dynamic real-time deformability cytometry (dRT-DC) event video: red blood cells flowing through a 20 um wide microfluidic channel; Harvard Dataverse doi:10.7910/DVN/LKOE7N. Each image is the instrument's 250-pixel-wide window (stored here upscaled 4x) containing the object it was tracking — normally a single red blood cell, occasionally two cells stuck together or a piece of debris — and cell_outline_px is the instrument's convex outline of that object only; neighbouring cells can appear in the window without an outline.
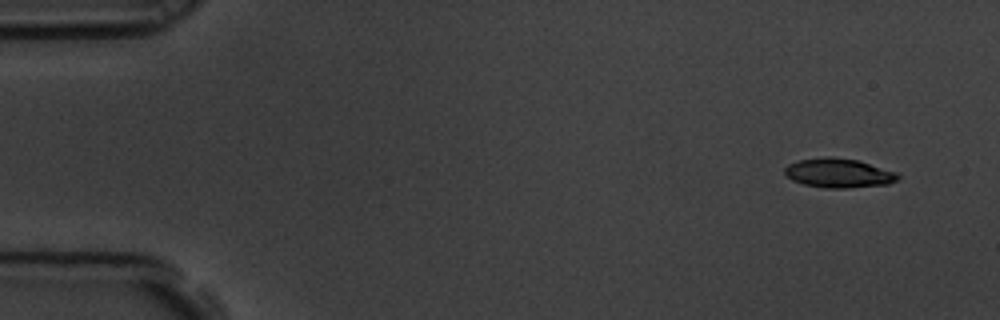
{"species": "common noctule bat (a hibernating species)", "species_latin": "Nyctalus noctula", "temperature_condition": "room temperature", "stored_images_in_passage": 9, "camera_frame_rate_fps": 3000, "um_per_image_px": 0.085, "animal": {"sex": "male", "body_mass_g": 19.5, "forearm_length_mm": 54.6}, "frame": {"image": 1, "passage_image": 1, "time_ms": 0.0, "image_size_px": [1000, 320], "cell_outline_px": [[900, 176], [896, 180], [888, 184], [848, 188], [824, 188], [804, 184], [792, 180], [784, 172], [784, 168], [788, 164], [800, 160], [828, 156], [832, 156], [860, 160], [896, 172]], "centroid_in_image_um": [71.29, 14.7], "position_along_channel_um": 13.7, "area_um2": 19.36}}
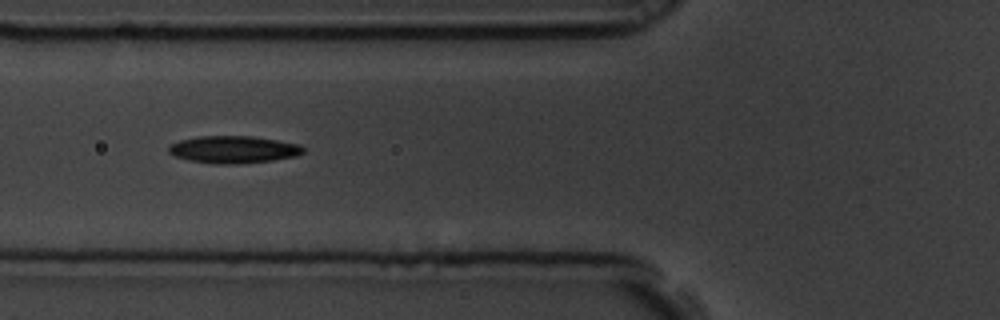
{"frame": {"image": 2, "passage_image": 6, "time_ms": 1.667, "image_size_px": [1000, 320], "cell_outline_px": [[304, 152], [296, 156], [272, 160], [236, 164], [220, 164], [188, 160], [176, 156], [168, 152], [168, 148], [172, 144], [180, 140], [196, 136], [252, 136], [300, 144], [304, 148]], "centroid_in_image_um": [19.85, 12.7], "position_along_channel_um": 105.9, "area_um2": 21.27}}
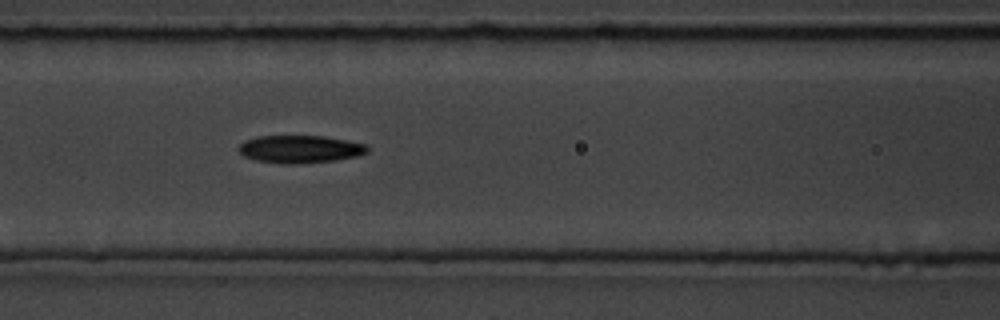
{"frame": {"image": 3, "passage_image": 7, "time_ms": 2.0, "image_size_px": [1000, 320], "cell_outline_px": [[368, 152], [356, 156], [336, 160], [296, 164], [284, 164], [256, 160], [244, 156], [236, 148], [244, 140], [256, 136], [324, 136], [368, 144]], "centroid_in_image_um": [25.49, 12.67], "position_along_channel_um": 141.1, "area_um2": 20.87}}